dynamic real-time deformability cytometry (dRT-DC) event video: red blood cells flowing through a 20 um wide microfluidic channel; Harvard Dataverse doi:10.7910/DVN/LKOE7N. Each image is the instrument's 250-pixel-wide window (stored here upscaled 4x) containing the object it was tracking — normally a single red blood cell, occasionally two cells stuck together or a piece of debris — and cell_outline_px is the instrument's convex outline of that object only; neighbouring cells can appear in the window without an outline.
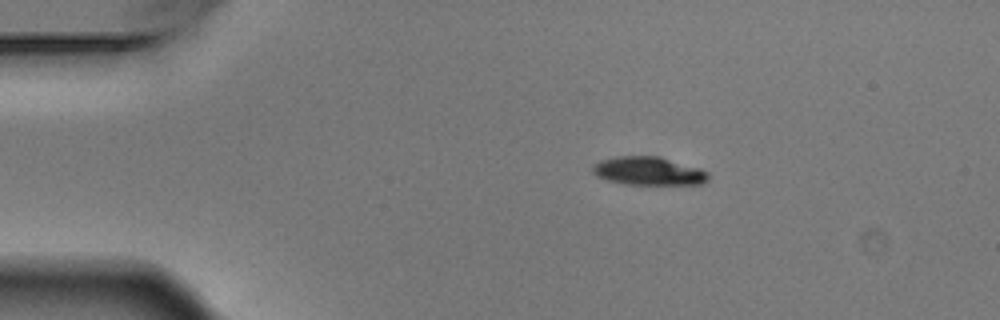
{"species": "Egyptian fruit bat (a non-hibernating species)", "species_latin": "Rousettus aegyptiacus", "temperature_condition": "warm", "stored_images_in_passage": 6, "camera_frame_rate_fps": 3000, "um_per_image_px": 0.085, "animal": {"sex": "male"}, "frame": {"image": 1, "passage_image": 2, "time_ms": 0.333, "image_size_px": [1000, 320], "cell_outline_px": [[708, 180], [704, 184], [624, 184], [608, 180], [596, 176], [592, 172], [592, 168], [600, 160], [616, 156], [660, 156], [700, 168], [708, 172]], "centroid_in_image_um": [55.14, 14.53], "position_along_channel_um": 29.9, "area_um2": 19.13}}
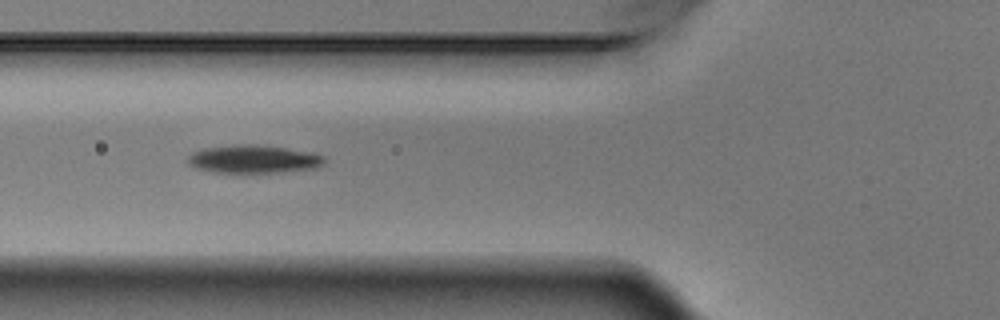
{"frame": {"image": 2, "passage_image": 5, "time_ms": 1.333, "image_size_px": [1000, 320], "cell_outline_px": [[324, 164], [316, 168], [280, 172], [212, 172], [196, 168], [188, 164], [188, 156], [192, 152], [204, 148], [240, 144], [252, 144], [284, 148], [312, 152], [324, 156]], "centroid_in_image_um": [21.54, 13.52], "position_along_channel_um": 104.3, "area_um2": 22.2}}
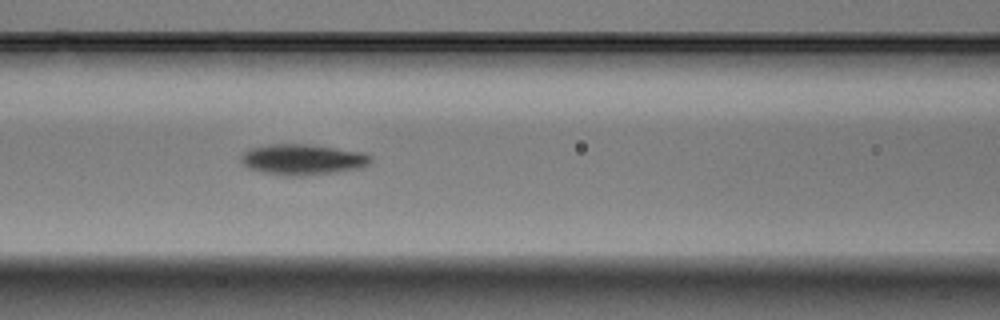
{"frame": {"image": 3, "passage_image": 6, "time_ms": 1.667, "image_size_px": [1000, 320], "cell_outline_px": [[372, 160], [368, 164], [356, 168], [332, 172], [300, 176], [288, 176], [264, 172], [248, 168], [240, 160], [244, 152], [252, 148], [272, 144], [304, 144], [364, 152], [372, 156]], "centroid_in_image_um": [25.72, 13.55], "position_along_channel_um": 140.9, "area_um2": 22.72}}